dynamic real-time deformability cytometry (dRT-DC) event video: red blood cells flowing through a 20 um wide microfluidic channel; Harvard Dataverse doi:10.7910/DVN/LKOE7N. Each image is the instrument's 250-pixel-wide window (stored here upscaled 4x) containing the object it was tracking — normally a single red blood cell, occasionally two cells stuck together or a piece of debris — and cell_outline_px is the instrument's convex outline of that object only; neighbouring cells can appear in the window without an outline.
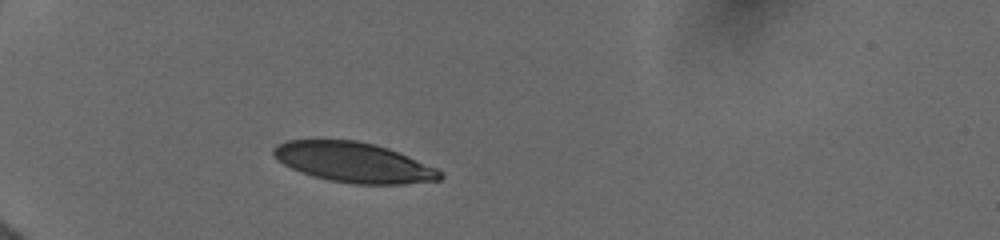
{"species": "human", "species_latin": "Homo sapiens", "temperature_condition": "cold", "stored_images_in_passage": 3, "camera_frame_rate_fps": 3000, "um_per_image_px": 0.085, "donor": {"sex": "female"}, "frame": {"image": 1, "passage_image": 1, "time_ms": 0.0, "image_size_px": [1000, 240], "cell_outline_px": [[444, 176], [440, 180], [404, 184], [352, 184], [328, 180], [312, 176], [300, 172], [276, 160], [272, 156], [272, 148], [276, 144], [288, 140], [356, 140], [376, 144], [388, 148], [436, 168]], "centroid_in_image_um": [30.02, 13.8], "position_along_channel_um": 55.0, "area_um2": 38.96}}
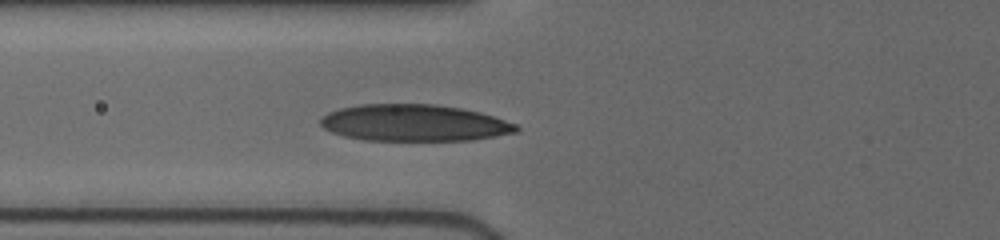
{"frame": {"image": 2, "passage_image": 3, "time_ms": 1.667, "image_size_px": [1000, 240], "cell_outline_px": [[520, 128], [516, 132], [496, 136], [472, 140], [364, 140], [344, 136], [332, 132], [324, 128], [320, 124], [320, 120], [328, 112], [340, 108], [360, 104], [436, 104], [460, 108], [480, 112], [516, 124]], "centroid_in_image_um": [35.19, 10.44], "position_along_channel_um": 90.6, "area_um2": 41.73}}